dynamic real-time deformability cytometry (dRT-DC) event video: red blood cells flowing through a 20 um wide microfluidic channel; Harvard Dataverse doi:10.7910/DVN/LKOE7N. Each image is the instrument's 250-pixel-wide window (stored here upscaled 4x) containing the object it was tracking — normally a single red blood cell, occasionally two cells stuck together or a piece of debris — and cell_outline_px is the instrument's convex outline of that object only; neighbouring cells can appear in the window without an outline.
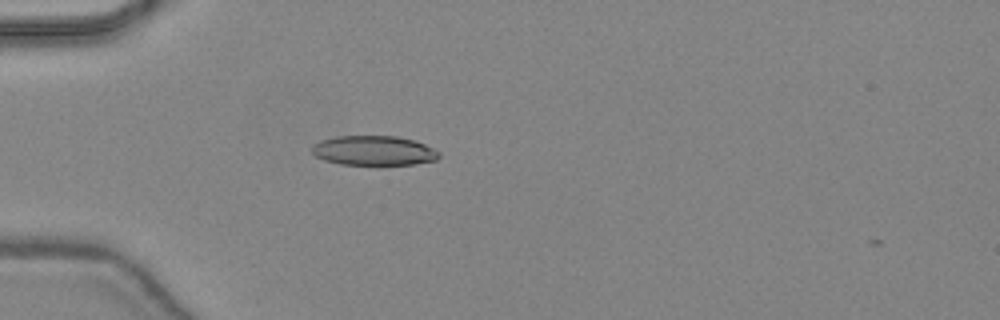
{"species": "common noctule bat (a hibernating species)", "species_latin": "Nyctalus noctula", "temperature_condition": "warm", "stored_images_in_passage": 33, "camera_frame_rate_fps": 3000, "um_per_image_px": 0.085, "animal": {"sex": "female", "body_mass_g": 24.6, "forearm_length_mm": 56.2}, "frame": {"image": 1, "passage_image": 1, "time_ms": 0.0, "image_size_px": [1000, 320], "cell_outline_px": [[440, 156], [436, 160], [412, 164], [380, 168], [340, 164], [324, 160], [316, 156], [312, 152], [312, 144], [320, 140], [336, 136], [396, 136], [416, 140], [440, 152]], "centroid_in_image_um": [31.77, 12.84], "position_along_channel_um": 53.2, "area_um2": 22.95}}
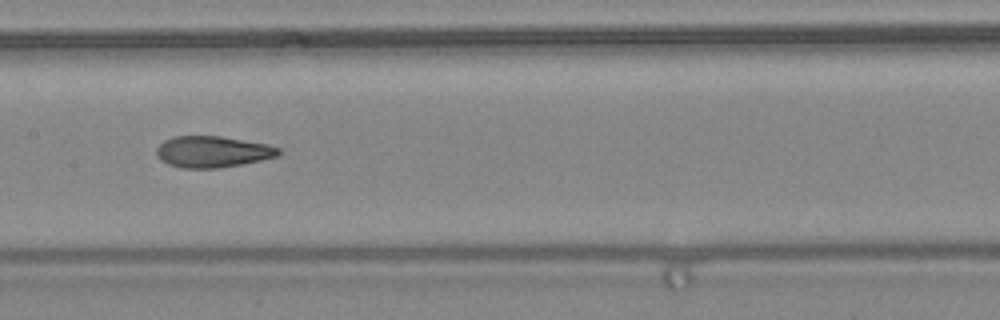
{"frame": {"image": 2, "passage_image": 11, "time_ms": 3.333, "image_size_px": [1000, 320], "cell_outline_px": [[280, 152], [276, 156], [260, 160], [220, 168], [180, 168], [168, 164], [160, 160], [156, 156], [156, 148], [164, 140], [172, 136], [220, 136], [268, 144], [280, 148]], "centroid_in_image_um": [18.02, 12.89], "position_along_channel_um": 189.4, "area_um2": 22.31}}
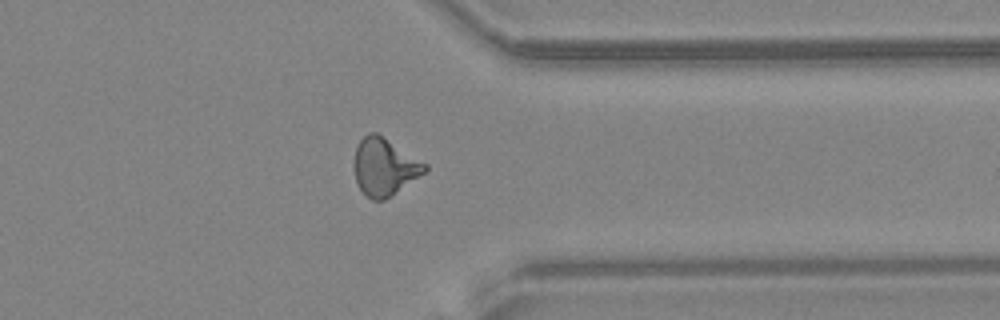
{"frame": {"image": 3, "passage_image": 24, "time_ms": 7.667, "image_size_px": [1000, 320], "cell_outline_px": [[428, 168], [424, 172], [384, 200], [372, 200], [360, 188], [356, 180], [352, 168], [356, 148], [360, 140], [368, 132], [376, 132], [428, 164]], "centroid_in_image_um": [32.64, 14.16], "position_along_channel_um": 378.8, "area_um2": 23.35}, "authors_computed_cell_mechanics": {"area_um2": 22.5998, "velocity_mm_per_s": 4.4609, "shape_relaxation_time_tau1_ms": 8.6814, "shape_relaxation_time_tau2_ms": 1.7788, "deformation_change_tau1": 0.2618, "deformation_change_tau2": 0.0938}}